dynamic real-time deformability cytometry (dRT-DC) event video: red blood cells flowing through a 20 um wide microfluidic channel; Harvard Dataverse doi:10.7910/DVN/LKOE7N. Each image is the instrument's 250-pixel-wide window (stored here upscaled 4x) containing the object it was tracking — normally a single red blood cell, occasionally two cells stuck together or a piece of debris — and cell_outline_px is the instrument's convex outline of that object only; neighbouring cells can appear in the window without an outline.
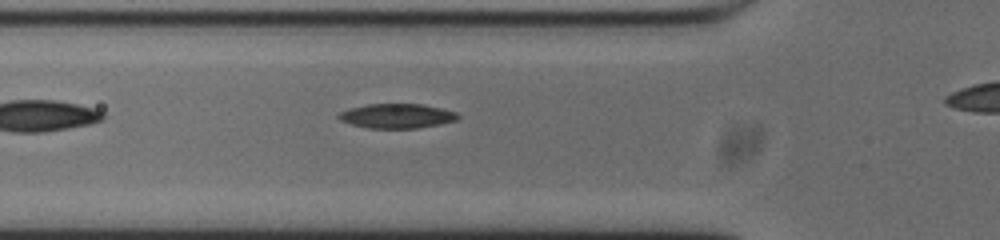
{"species": "common noctule bat (a hibernating species)", "species_latin": "Nyctalus noctula", "temperature_condition": "cold", "stored_images_in_passage": 28, "camera_frame_rate_fps": 3000, "um_per_image_px": 0.085, "animal": {"sex": "male", "body_mass_g": 20.0, "forearm_length_mm": 53.3}, "frame": {"image": 1, "passage_image": 3, "time_ms": 0.667, "image_size_px": [1000, 240], "cell_outline_px": [[460, 116], [456, 120], [440, 124], [416, 128], [368, 128], [352, 124], [340, 120], [336, 116], [340, 112], [348, 108], [368, 104], [420, 104], [440, 108], [456, 112]], "centroid_in_image_um": [33.71, 9.85], "position_along_channel_um": 92.1, "area_um2": 16.94}}
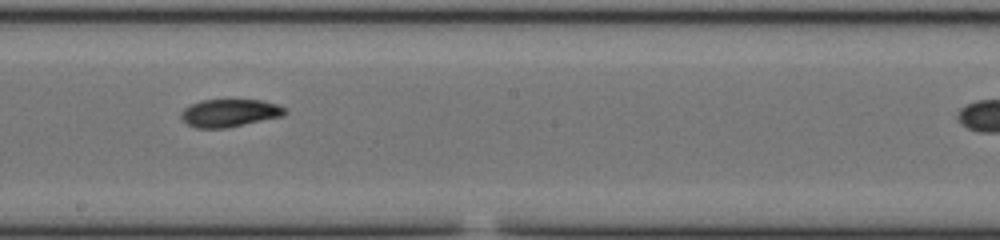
{"frame": {"image": 2, "passage_image": 14, "time_ms": 4.333, "image_size_px": [1000, 240], "cell_outline_px": [[288, 112], [284, 116], [228, 128], [196, 128], [188, 124], [180, 116], [180, 112], [184, 108], [200, 100], [264, 100], [288, 108]], "centroid_in_image_um": [19.57, 9.6], "position_along_channel_um": 228.6, "area_um2": 16.99}}
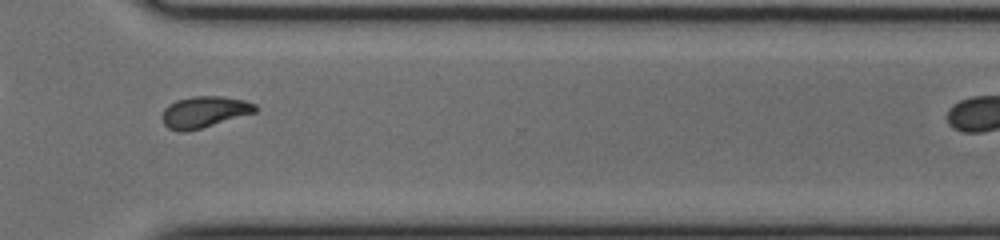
{"frame": {"image": 3, "passage_image": 24, "time_ms": 7.667, "image_size_px": [1000, 240], "cell_outline_px": [[256, 112], [200, 128], [184, 132], [180, 132], [168, 128], [164, 124], [160, 116], [164, 108], [168, 104], [176, 100], [192, 96], [224, 96], [244, 100], [256, 104]], "centroid_in_image_um": [17.32, 9.5], "position_along_channel_um": 353.3, "area_um2": 17.05}}